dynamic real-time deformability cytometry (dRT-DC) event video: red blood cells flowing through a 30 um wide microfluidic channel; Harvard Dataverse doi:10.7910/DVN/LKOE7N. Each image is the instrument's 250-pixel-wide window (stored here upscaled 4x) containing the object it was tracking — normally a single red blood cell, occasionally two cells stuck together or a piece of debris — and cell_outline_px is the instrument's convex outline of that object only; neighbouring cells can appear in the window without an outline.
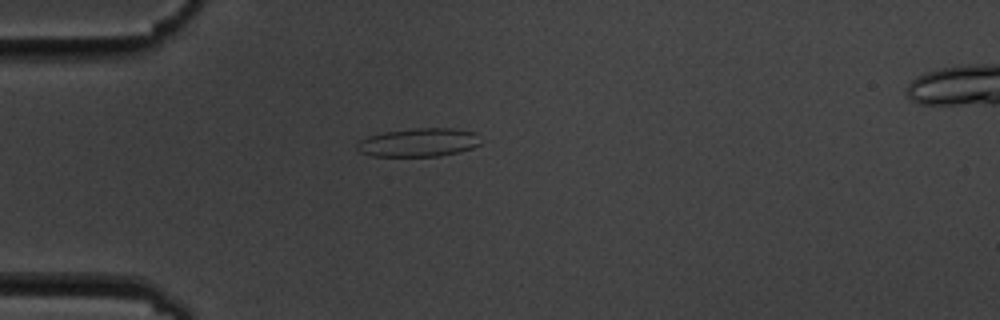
{"species": "common noctule bat (a hibernating species)", "species_latin": "Nyctalus noctula", "temperature_condition": "cold", "stored_images_in_passage": 11, "camera_frame_rate_fps": 3000, "um_per_image_px": 0.085, "animal": {"sex": "male", "body_mass_g": 19.5, "forearm_length_mm": 54.6}, "frame": {"image": 1, "passage_image": 4, "time_ms": 4.333, "image_size_px": [1000, 320], "cell_outline_px": [[480, 144], [472, 148], [440, 156], [372, 156], [356, 152], [356, 144], [360, 140], [368, 136], [384, 132], [416, 128], [452, 128], [476, 132]], "centroid_in_image_um": [35.53, 12.11], "position_along_channel_um": 49.5, "area_um2": 20.58}}
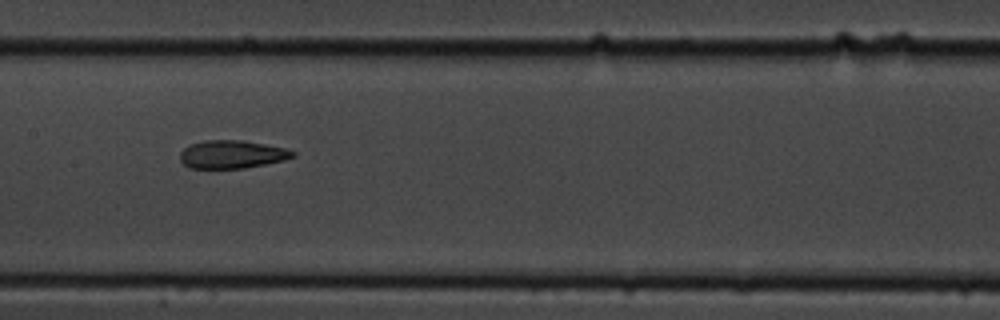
{"frame": {"image": 2, "passage_image": 8, "time_ms": 8.667, "image_size_px": [1000, 320], "cell_outline_px": [[296, 156], [284, 160], [244, 168], [188, 168], [180, 160], [180, 152], [184, 148], [192, 144], [204, 140], [244, 140], [284, 148], [296, 152]], "centroid_in_image_um": [19.71, 13.12], "position_along_channel_um": 187.7, "area_um2": 18.38}}
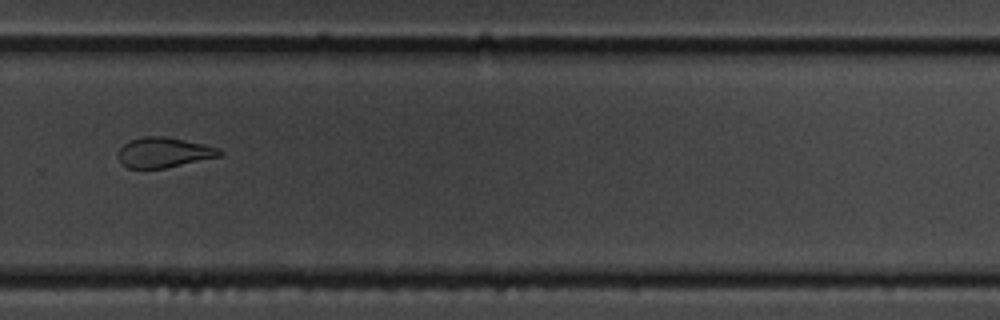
{"frame": {"image": 3, "passage_image": 11, "time_ms": 12.333, "image_size_px": [1000, 320], "cell_outline_px": [[224, 152], [220, 156], [164, 168], [128, 168], [120, 164], [116, 156], [116, 152], [124, 144], [132, 140], [144, 136], [164, 136], [204, 144], [220, 148]], "centroid_in_image_um": [13.89, 12.96], "position_along_channel_um": 315.9, "area_um2": 17.86}}